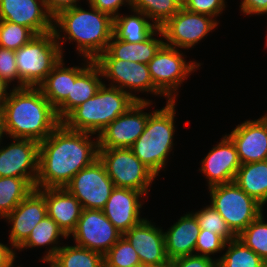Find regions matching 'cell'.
I'll return each mask as SVG.
<instances>
[{
    "label": "cell",
    "mask_w": 267,
    "mask_h": 267,
    "mask_svg": "<svg viewBox=\"0 0 267 267\" xmlns=\"http://www.w3.org/2000/svg\"><path fill=\"white\" fill-rule=\"evenodd\" d=\"M68 129L61 123L39 143L35 189L65 188L83 168L98 159V136Z\"/></svg>",
    "instance_id": "1"
},
{
    "label": "cell",
    "mask_w": 267,
    "mask_h": 267,
    "mask_svg": "<svg viewBox=\"0 0 267 267\" xmlns=\"http://www.w3.org/2000/svg\"><path fill=\"white\" fill-rule=\"evenodd\" d=\"M61 123L56 109L38 87H12L4 100L3 129L6 137L40 143Z\"/></svg>",
    "instance_id": "2"
},
{
    "label": "cell",
    "mask_w": 267,
    "mask_h": 267,
    "mask_svg": "<svg viewBox=\"0 0 267 267\" xmlns=\"http://www.w3.org/2000/svg\"><path fill=\"white\" fill-rule=\"evenodd\" d=\"M88 7L90 9L85 10L81 5H75L62 9L54 15L53 31L62 55L64 53L62 45L67 40L74 41L78 54L92 61L106 50L113 36L114 19L91 5ZM60 32L64 33V36Z\"/></svg>",
    "instance_id": "3"
},
{
    "label": "cell",
    "mask_w": 267,
    "mask_h": 267,
    "mask_svg": "<svg viewBox=\"0 0 267 267\" xmlns=\"http://www.w3.org/2000/svg\"><path fill=\"white\" fill-rule=\"evenodd\" d=\"M136 100L119 88L102 84L97 93L75 108L62 123L71 130L99 135ZM98 133V134H97Z\"/></svg>",
    "instance_id": "4"
},
{
    "label": "cell",
    "mask_w": 267,
    "mask_h": 267,
    "mask_svg": "<svg viewBox=\"0 0 267 267\" xmlns=\"http://www.w3.org/2000/svg\"><path fill=\"white\" fill-rule=\"evenodd\" d=\"M176 101L149 112L144 132L130 147L135 156L156 176L166 167L174 145Z\"/></svg>",
    "instance_id": "5"
},
{
    "label": "cell",
    "mask_w": 267,
    "mask_h": 267,
    "mask_svg": "<svg viewBox=\"0 0 267 267\" xmlns=\"http://www.w3.org/2000/svg\"><path fill=\"white\" fill-rule=\"evenodd\" d=\"M15 56L19 72V88L38 87L64 58L54 31L36 35L15 51Z\"/></svg>",
    "instance_id": "6"
},
{
    "label": "cell",
    "mask_w": 267,
    "mask_h": 267,
    "mask_svg": "<svg viewBox=\"0 0 267 267\" xmlns=\"http://www.w3.org/2000/svg\"><path fill=\"white\" fill-rule=\"evenodd\" d=\"M211 206L238 236L263 211V206L246 194L236 183L209 187Z\"/></svg>",
    "instance_id": "7"
},
{
    "label": "cell",
    "mask_w": 267,
    "mask_h": 267,
    "mask_svg": "<svg viewBox=\"0 0 267 267\" xmlns=\"http://www.w3.org/2000/svg\"><path fill=\"white\" fill-rule=\"evenodd\" d=\"M98 158L115 187L138 190L147 195L157 177L130 148H99Z\"/></svg>",
    "instance_id": "8"
},
{
    "label": "cell",
    "mask_w": 267,
    "mask_h": 267,
    "mask_svg": "<svg viewBox=\"0 0 267 267\" xmlns=\"http://www.w3.org/2000/svg\"><path fill=\"white\" fill-rule=\"evenodd\" d=\"M184 53L179 49L163 45L148 62L151 79L155 87L168 101H176L178 88L201 64L186 62Z\"/></svg>",
    "instance_id": "9"
},
{
    "label": "cell",
    "mask_w": 267,
    "mask_h": 267,
    "mask_svg": "<svg viewBox=\"0 0 267 267\" xmlns=\"http://www.w3.org/2000/svg\"><path fill=\"white\" fill-rule=\"evenodd\" d=\"M100 68L102 78L111 81L112 86L121 89L133 97L136 101H151L133 94L148 92L153 95L164 96L153 84L148 64L129 62L115 58H97L94 61ZM115 83V84H114ZM133 91V92H132Z\"/></svg>",
    "instance_id": "10"
},
{
    "label": "cell",
    "mask_w": 267,
    "mask_h": 267,
    "mask_svg": "<svg viewBox=\"0 0 267 267\" xmlns=\"http://www.w3.org/2000/svg\"><path fill=\"white\" fill-rule=\"evenodd\" d=\"M114 188L115 185L99 158L81 169L65 186L83 209L95 210L104 209Z\"/></svg>",
    "instance_id": "11"
},
{
    "label": "cell",
    "mask_w": 267,
    "mask_h": 267,
    "mask_svg": "<svg viewBox=\"0 0 267 267\" xmlns=\"http://www.w3.org/2000/svg\"><path fill=\"white\" fill-rule=\"evenodd\" d=\"M218 23L216 18L193 13L181 7L160 29L164 35L165 45L187 50L207 37Z\"/></svg>",
    "instance_id": "12"
},
{
    "label": "cell",
    "mask_w": 267,
    "mask_h": 267,
    "mask_svg": "<svg viewBox=\"0 0 267 267\" xmlns=\"http://www.w3.org/2000/svg\"><path fill=\"white\" fill-rule=\"evenodd\" d=\"M152 103L136 101L124 114L113 120L97 135L98 148H130L144 132L150 114L143 110Z\"/></svg>",
    "instance_id": "13"
},
{
    "label": "cell",
    "mask_w": 267,
    "mask_h": 267,
    "mask_svg": "<svg viewBox=\"0 0 267 267\" xmlns=\"http://www.w3.org/2000/svg\"><path fill=\"white\" fill-rule=\"evenodd\" d=\"M75 244L105 255L123 236L104 215L103 210L83 209L75 230Z\"/></svg>",
    "instance_id": "14"
},
{
    "label": "cell",
    "mask_w": 267,
    "mask_h": 267,
    "mask_svg": "<svg viewBox=\"0 0 267 267\" xmlns=\"http://www.w3.org/2000/svg\"><path fill=\"white\" fill-rule=\"evenodd\" d=\"M12 140L8 146H0V177L24 178L35 189L39 142L21 138Z\"/></svg>",
    "instance_id": "15"
},
{
    "label": "cell",
    "mask_w": 267,
    "mask_h": 267,
    "mask_svg": "<svg viewBox=\"0 0 267 267\" xmlns=\"http://www.w3.org/2000/svg\"><path fill=\"white\" fill-rule=\"evenodd\" d=\"M53 18L45 0H0V20L23 25L36 35L53 31Z\"/></svg>",
    "instance_id": "16"
},
{
    "label": "cell",
    "mask_w": 267,
    "mask_h": 267,
    "mask_svg": "<svg viewBox=\"0 0 267 267\" xmlns=\"http://www.w3.org/2000/svg\"><path fill=\"white\" fill-rule=\"evenodd\" d=\"M47 216L44 196L34 189L3 219L12 224L9 244L18 249L30 236L32 229Z\"/></svg>",
    "instance_id": "17"
},
{
    "label": "cell",
    "mask_w": 267,
    "mask_h": 267,
    "mask_svg": "<svg viewBox=\"0 0 267 267\" xmlns=\"http://www.w3.org/2000/svg\"><path fill=\"white\" fill-rule=\"evenodd\" d=\"M226 135L234 143L241 165L267 160V119L264 116L246 120Z\"/></svg>",
    "instance_id": "18"
},
{
    "label": "cell",
    "mask_w": 267,
    "mask_h": 267,
    "mask_svg": "<svg viewBox=\"0 0 267 267\" xmlns=\"http://www.w3.org/2000/svg\"><path fill=\"white\" fill-rule=\"evenodd\" d=\"M199 169L206 176L208 188L234 182L241 163L236 147L225 134L221 141L207 153Z\"/></svg>",
    "instance_id": "19"
},
{
    "label": "cell",
    "mask_w": 267,
    "mask_h": 267,
    "mask_svg": "<svg viewBox=\"0 0 267 267\" xmlns=\"http://www.w3.org/2000/svg\"><path fill=\"white\" fill-rule=\"evenodd\" d=\"M141 197L145 195L138 190L115 187L106 202L104 215L122 234L144 219L140 216Z\"/></svg>",
    "instance_id": "20"
},
{
    "label": "cell",
    "mask_w": 267,
    "mask_h": 267,
    "mask_svg": "<svg viewBox=\"0 0 267 267\" xmlns=\"http://www.w3.org/2000/svg\"><path fill=\"white\" fill-rule=\"evenodd\" d=\"M123 236L135 249L142 265L156 264L167 259L164 230L144 218Z\"/></svg>",
    "instance_id": "21"
},
{
    "label": "cell",
    "mask_w": 267,
    "mask_h": 267,
    "mask_svg": "<svg viewBox=\"0 0 267 267\" xmlns=\"http://www.w3.org/2000/svg\"><path fill=\"white\" fill-rule=\"evenodd\" d=\"M45 198L47 215L69 238L83 210L81 203L65 188L37 189Z\"/></svg>",
    "instance_id": "22"
},
{
    "label": "cell",
    "mask_w": 267,
    "mask_h": 267,
    "mask_svg": "<svg viewBox=\"0 0 267 267\" xmlns=\"http://www.w3.org/2000/svg\"><path fill=\"white\" fill-rule=\"evenodd\" d=\"M199 233L200 227L193 212L181 216L164 232L167 258L174 260L195 254V244Z\"/></svg>",
    "instance_id": "23"
},
{
    "label": "cell",
    "mask_w": 267,
    "mask_h": 267,
    "mask_svg": "<svg viewBox=\"0 0 267 267\" xmlns=\"http://www.w3.org/2000/svg\"><path fill=\"white\" fill-rule=\"evenodd\" d=\"M64 58L53 68L47 77L39 84L44 97L49 103L57 109L71 94L72 82L93 62L89 59H83L85 63L82 67H66Z\"/></svg>",
    "instance_id": "24"
},
{
    "label": "cell",
    "mask_w": 267,
    "mask_h": 267,
    "mask_svg": "<svg viewBox=\"0 0 267 267\" xmlns=\"http://www.w3.org/2000/svg\"><path fill=\"white\" fill-rule=\"evenodd\" d=\"M159 35L164 39L163 32L157 28L143 42L129 43L117 39L114 35L109 41L106 50L98 58H115L129 62L144 63L148 62L156 55L159 49L165 44L163 39L154 38Z\"/></svg>",
    "instance_id": "25"
},
{
    "label": "cell",
    "mask_w": 267,
    "mask_h": 267,
    "mask_svg": "<svg viewBox=\"0 0 267 267\" xmlns=\"http://www.w3.org/2000/svg\"><path fill=\"white\" fill-rule=\"evenodd\" d=\"M99 66L93 61L76 79L72 82L71 94L56 109V113L62 122L80 104L92 98L104 83Z\"/></svg>",
    "instance_id": "26"
},
{
    "label": "cell",
    "mask_w": 267,
    "mask_h": 267,
    "mask_svg": "<svg viewBox=\"0 0 267 267\" xmlns=\"http://www.w3.org/2000/svg\"><path fill=\"white\" fill-rule=\"evenodd\" d=\"M234 183L264 206L267 203V160L242 164Z\"/></svg>",
    "instance_id": "27"
},
{
    "label": "cell",
    "mask_w": 267,
    "mask_h": 267,
    "mask_svg": "<svg viewBox=\"0 0 267 267\" xmlns=\"http://www.w3.org/2000/svg\"><path fill=\"white\" fill-rule=\"evenodd\" d=\"M134 14H119L113 21V35L129 43L143 42L158 27L140 11L130 9Z\"/></svg>",
    "instance_id": "28"
},
{
    "label": "cell",
    "mask_w": 267,
    "mask_h": 267,
    "mask_svg": "<svg viewBox=\"0 0 267 267\" xmlns=\"http://www.w3.org/2000/svg\"><path fill=\"white\" fill-rule=\"evenodd\" d=\"M60 237L68 238L59 228L58 224L47 215L32 229L30 236L17 250L22 251L25 250V248L32 249L49 245L50 247L47 248L48 251L46 249L45 252L46 255H44L41 260L44 262L50 261L61 247L59 246L61 243L58 241Z\"/></svg>",
    "instance_id": "29"
},
{
    "label": "cell",
    "mask_w": 267,
    "mask_h": 267,
    "mask_svg": "<svg viewBox=\"0 0 267 267\" xmlns=\"http://www.w3.org/2000/svg\"><path fill=\"white\" fill-rule=\"evenodd\" d=\"M55 267H104V255L78 245H63L50 260Z\"/></svg>",
    "instance_id": "30"
},
{
    "label": "cell",
    "mask_w": 267,
    "mask_h": 267,
    "mask_svg": "<svg viewBox=\"0 0 267 267\" xmlns=\"http://www.w3.org/2000/svg\"><path fill=\"white\" fill-rule=\"evenodd\" d=\"M226 252L217 260V267H267V263L237 237L226 242Z\"/></svg>",
    "instance_id": "31"
},
{
    "label": "cell",
    "mask_w": 267,
    "mask_h": 267,
    "mask_svg": "<svg viewBox=\"0 0 267 267\" xmlns=\"http://www.w3.org/2000/svg\"><path fill=\"white\" fill-rule=\"evenodd\" d=\"M34 188L19 177H0V218L11 213Z\"/></svg>",
    "instance_id": "32"
},
{
    "label": "cell",
    "mask_w": 267,
    "mask_h": 267,
    "mask_svg": "<svg viewBox=\"0 0 267 267\" xmlns=\"http://www.w3.org/2000/svg\"><path fill=\"white\" fill-rule=\"evenodd\" d=\"M182 6L176 0H134L133 10L146 15L158 28L173 17Z\"/></svg>",
    "instance_id": "33"
},
{
    "label": "cell",
    "mask_w": 267,
    "mask_h": 267,
    "mask_svg": "<svg viewBox=\"0 0 267 267\" xmlns=\"http://www.w3.org/2000/svg\"><path fill=\"white\" fill-rule=\"evenodd\" d=\"M263 219L262 212L237 238L267 263V223Z\"/></svg>",
    "instance_id": "34"
},
{
    "label": "cell",
    "mask_w": 267,
    "mask_h": 267,
    "mask_svg": "<svg viewBox=\"0 0 267 267\" xmlns=\"http://www.w3.org/2000/svg\"><path fill=\"white\" fill-rule=\"evenodd\" d=\"M141 265L137 252L124 236L104 255V267H140Z\"/></svg>",
    "instance_id": "35"
},
{
    "label": "cell",
    "mask_w": 267,
    "mask_h": 267,
    "mask_svg": "<svg viewBox=\"0 0 267 267\" xmlns=\"http://www.w3.org/2000/svg\"><path fill=\"white\" fill-rule=\"evenodd\" d=\"M36 34L29 28L0 20V47L17 51L30 42Z\"/></svg>",
    "instance_id": "36"
},
{
    "label": "cell",
    "mask_w": 267,
    "mask_h": 267,
    "mask_svg": "<svg viewBox=\"0 0 267 267\" xmlns=\"http://www.w3.org/2000/svg\"><path fill=\"white\" fill-rule=\"evenodd\" d=\"M197 218L200 229L217 233L226 242L235 239L237 236L230 230L222 216L209 204L200 211L193 213Z\"/></svg>",
    "instance_id": "37"
},
{
    "label": "cell",
    "mask_w": 267,
    "mask_h": 267,
    "mask_svg": "<svg viewBox=\"0 0 267 267\" xmlns=\"http://www.w3.org/2000/svg\"><path fill=\"white\" fill-rule=\"evenodd\" d=\"M225 244L226 241L217 233L200 229V233L195 244V254L212 258V254L214 255V253H220V251L222 252L225 249Z\"/></svg>",
    "instance_id": "38"
},
{
    "label": "cell",
    "mask_w": 267,
    "mask_h": 267,
    "mask_svg": "<svg viewBox=\"0 0 267 267\" xmlns=\"http://www.w3.org/2000/svg\"><path fill=\"white\" fill-rule=\"evenodd\" d=\"M0 77L11 85V82L17 81L19 88V72L16 64L15 51L0 47Z\"/></svg>",
    "instance_id": "39"
},
{
    "label": "cell",
    "mask_w": 267,
    "mask_h": 267,
    "mask_svg": "<svg viewBox=\"0 0 267 267\" xmlns=\"http://www.w3.org/2000/svg\"><path fill=\"white\" fill-rule=\"evenodd\" d=\"M225 0H186L184 7L186 10L211 16L218 17L226 7Z\"/></svg>",
    "instance_id": "40"
},
{
    "label": "cell",
    "mask_w": 267,
    "mask_h": 267,
    "mask_svg": "<svg viewBox=\"0 0 267 267\" xmlns=\"http://www.w3.org/2000/svg\"><path fill=\"white\" fill-rule=\"evenodd\" d=\"M173 261L174 267H217V260L201 255H188L176 258Z\"/></svg>",
    "instance_id": "41"
},
{
    "label": "cell",
    "mask_w": 267,
    "mask_h": 267,
    "mask_svg": "<svg viewBox=\"0 0 267 267\" xmlns=\"http://www.w3.org/2000/svg\"><path fill=\"white\" fill-rule=\"evenodd\" d=\"M89 5L95 7L103 13L110 15L113 19L117 17L119 13V8L123 5L130 6L132 8L131 0H88Z\"/></svg>",
    "instance_id": "42"
},
{
    "label": "cell",
    "mask_w": 267,
    "mask_h": 267,
    "mask_svg": "<svg viewBox=\"0 0 267 267\" xmlns=\"http://www.w3.org/2000/svg\"><path fill=\"white\" fill-rule=\"evenodd\" d=\"M240 4L244 15L267 14V0H242Z\"/></svg>",
    "instance_id": "43"
},
{
    "label": "cell",
    "mask_w": 267,
    "mask_h": 267,
    "mask_svg": "<svg viewBox=\"0 0 267 267\" xmlns=\"http://www.w3.org/2000/svg\"><path fill=\"white\" fill-rule=\"evenodd\" d=\"M12 245L7 246L0 243V267H13L15 266L16 249L11 248ZM14 250V251H13ZM14 264V265H13Z\"/></svg>",
    "instance_id": "44"
},
{
    "label": "cell",
    "mask_w": 267,
    "mask_h": 267,
    "mask_svg": "<svg viewBox=\"0 0 267 267\" xmlns=\"http://www.w3.org/2000/svg\"><path fill=\"white\" fill-rule=\"evenodd\" d=\"M79 1L80 0H45V3L50 13L54 16L62 9L78 5Z\"/></svg>",
    "instance_id": "45"
},
{
    "label": "cell",
    "mask_w": 267,
    "mask_h": 267,
    "mask_svg": "<svg viewBox=\"0 0 267 267\" xmlns=\"http://www.w3.org/2000/svg\"><path fill=\"white\" fill-rule=\"evenodd\" d=\"M8 89L9 84L0 77V101H4L8 97Z\"/></svg>",
    "instance_id": "46"
},
{
    "label": "cell",
    "mask_w": 267,
    "mask_h": 267,
    "mask_svg": "<svg viewBox=\"0 0 267 267\" xmlns=\"http://www.w3.org/2000/svg\"><path fill=\"white\" fill-rule=\"evenodd\" d=\"M140 267H174L173 261L167 258L165 261L156 264L141 265Z\"/></svg>",
    "instance_id": "47"
},
{
    "label": "cell",
    "mask_w": 267,
    "mask_h": 267,
    "mask_svg": "<svg viewBox=\"0 0 267 267\" xmlns=\"http://www.w3.org/2000/svg\"><path fill=\"white\" fill-rule=\"evenodd\" d=\"M3 103L4 101H0V127H3Z\"/></svg>",
    "instance_id": "48"
},
{
    "label": "cell",
    "mask_w": 267,
    "mask_h": 267,
    "mask_svg": "<svg viewBox=\"0 0 267 267\" xmlns=\"http://www.w3.org/2000/svg\"><path fill=\"white\" fill-rule=\"evenodd\" d=\"M4 135H5V131L3 127H0V145L2 143V139L4 138Z\"/></svg>",
    "instance_id": "49"
},
{
    "label": "cell",
    "mask_w": 267,
    "mask_h": 267,
    "mask_svg": "<svg viewBox=\"0 0 267 267\" xmlns=\"http://www.w3.org/2000/svg\"><path fill=\"white\" fill-rule=\"evenodd\" d=\"M181 6L184 5V3L186 2V0H176Z\"/></svg>",
    "instance_id": "50"
},
{
    "label": "cell",
    "mask_w": 267,
    "mask_h": 267,
    "mask_svg": "<svg viewBox=\"0 0 267 267\" xmlns=\"http://www.w3.org/2000/svg\"><path fill=\"white\" fill-rule=\"evenodd\" d=\"M45 263H49L50 267H55L50 261H45Z\"/></svg>",
    "instance_id": "51"
}]
</instances>
